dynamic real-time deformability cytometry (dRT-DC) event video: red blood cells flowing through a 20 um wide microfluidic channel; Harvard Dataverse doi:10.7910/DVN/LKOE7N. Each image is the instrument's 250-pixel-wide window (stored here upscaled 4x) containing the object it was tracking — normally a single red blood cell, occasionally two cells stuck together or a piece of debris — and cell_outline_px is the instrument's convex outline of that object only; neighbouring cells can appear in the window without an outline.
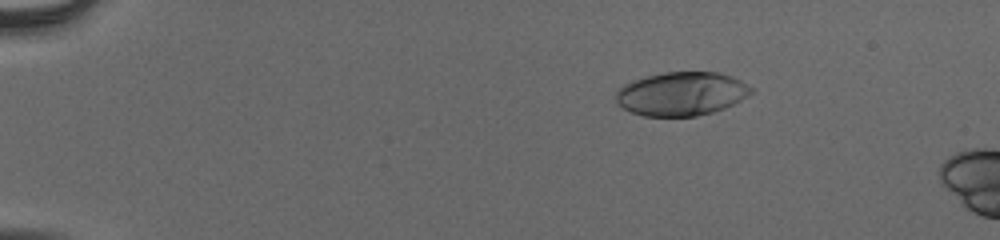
{"species": "human", "species_latin": "Homo sapiens", "temperature_condition": "cold", "stored_images_in_passage": 16, "camera_frame_rate_fps": 3000, "um_per_image_px": 0.085, "donor": {"sex": "male"}, "frame": {"image": 1, "passage_image": 10, "time_ms": 3.0, "image_size_px": [1000, 240], "cell_outline_px": [[756, 88], [748, 96], [724, 108], [712, 112], [696, 116], [644, 116], [632, 112], [616, 104], [616, 92], [620, 84], [648, 76], [664, 72], [716, 72], [732, 76]], "centroid_in_image_um": [57.92, 7.96], "position_along_channel_um": 27.1, "area_um2": 34.56}}